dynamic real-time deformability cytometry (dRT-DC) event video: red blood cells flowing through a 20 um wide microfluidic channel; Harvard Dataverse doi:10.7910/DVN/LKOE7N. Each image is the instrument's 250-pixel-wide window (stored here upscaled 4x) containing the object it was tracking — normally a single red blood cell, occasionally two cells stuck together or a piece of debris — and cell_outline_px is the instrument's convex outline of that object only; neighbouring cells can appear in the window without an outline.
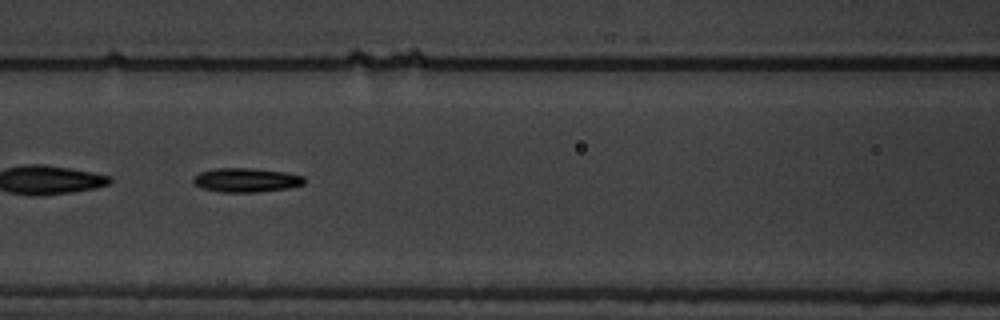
{"species": "common noctule bat (a hibernating species)", "species_latin": "Nyctalus noctula", "temperature_condition": "warm", "stored_images_in_passage": 59, "segment_of_instrument_passage": [2, 2], "camera_frame_rate_fps": 3000, "um_per_image_px": 0.085, "animal": {"sex": "male", "body_mass_g": 19.5, "forearm_length_mm": 54.6}, "frame": {"image": 1, "passage_image": 27, "time_ms": 8.667, "image_size_px": [1000, 320], "cell_outline_px": [[304, 184], [288, 188], [256, 192], [220, 192], [200, 188], [192, 180], [200, 172], [216, 168], [252, 168], [288, 172], [304, 176]], "centroid_in_image_um": [20.94, 15.3], "position_along_channel_um": 145.7, "area_um2": 15.61}}
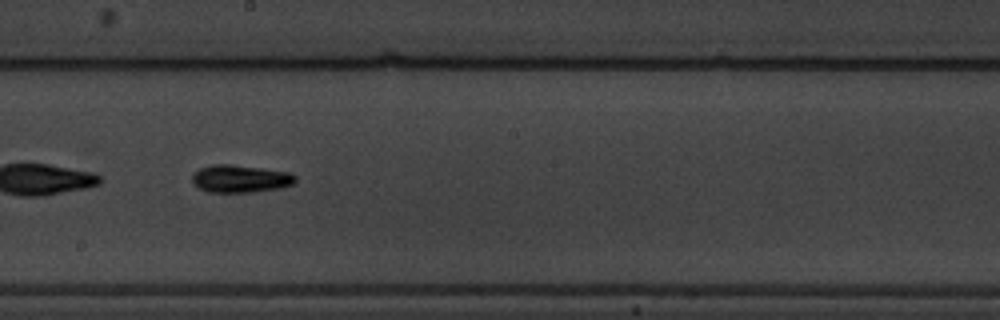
{"frame": {"image": 2, "passage_image": 34, "time_ms": 11.0, "image_size_px": [1000, 320], "cell_outline_px": [[296, 180], [292, 184], [280, 188], [252, 192], [208, 192], [200, 188], [192, 180], [192, 172], [200, 168], [212, 164], [228, 164], [260, 168], [288, 172], [296, 176]], "centroid_in_image_um": [20.4, 15.19], "position_along_channel_um": 227.8, "area_um2": 16.47}}
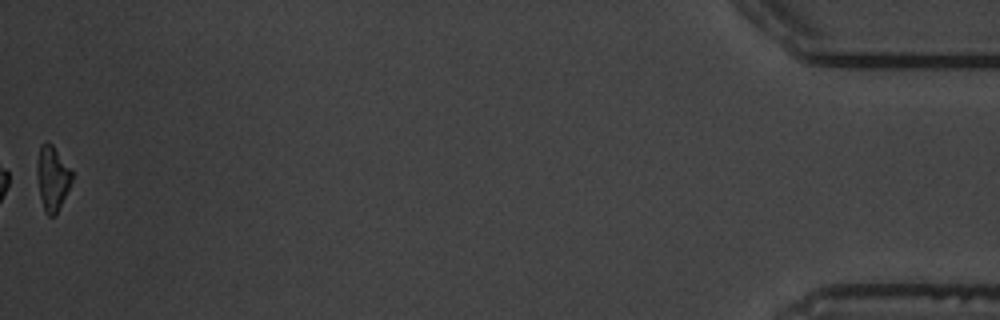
{"frame": {"image": 3, "passage_image": 59, "time_ms": 19.333, "image_size_px": [1000, 320], "cell_outline_px": [[72, 180], [56, 216], [48, 216], [44, 212], [40, 196], [36, 172], [36, 164], [40, 144], [44, 140], [48, 140], [52, 144], [72, 172]], "centroid_in_image_um": [4.42, 15.13], "position_along_channel_um": 430.8, "area_um2": 13.24}}